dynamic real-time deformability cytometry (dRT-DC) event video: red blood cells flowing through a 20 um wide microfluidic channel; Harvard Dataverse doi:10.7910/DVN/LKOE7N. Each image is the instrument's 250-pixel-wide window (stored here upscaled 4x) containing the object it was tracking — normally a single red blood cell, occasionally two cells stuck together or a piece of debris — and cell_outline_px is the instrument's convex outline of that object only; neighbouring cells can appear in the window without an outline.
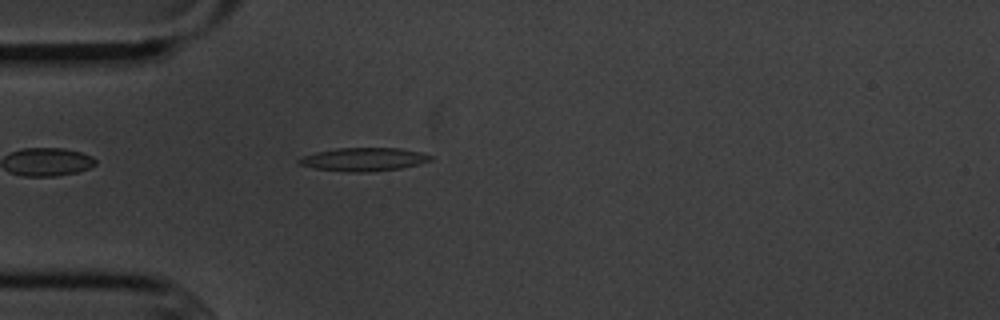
{"species": "common noctule bat (a hibernating species)", "species_latin": "Nyctalus noctula", "temperature_condition": "cold", "stored_images_in_passage": 41, "camera_frame_rate_fps": 3000, "um_per_image_px": 0.085, "animal": {"sex": "male", "body_mass_g": 20.1, "forearm_length_mm": 53.5}, "frame": {"image": 1, "passage_image": 3, "time_ms": 0.667, "image_size_px": [1000, 320], "cell_outline_px": [[432, 160], [400, 168], [372, 172], [344, 172], [316, 168], [300, 164], [296, 160], [304, 156], [316, 152], [336, 148], [400, 148], [420, 152], [432, 156]], "centroid_in_image_um": [30.91, 13.54], "position_along_channel_um": 54.1, "area_um2": 17.74}}
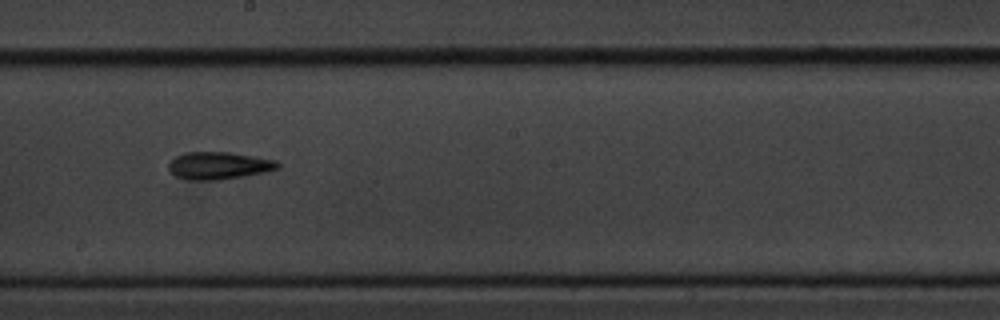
{"frame": {"image": 2, "passage_image": 18, "time_ms": 5.667, "image_size_px": [1000, 320], "cell_outline_px": [[280, 168], [264, 172], [244, 176], [220, 180], [188, 180], [176, 176], [168, 168], [168, 164], [176, 156], [184, 152], [228, 152], [276, 160], [280, 164]], "centroid_in_image_um": [18.59, 14.08], "position_along_channel_um": 229.6, "area_um2": 17.4}}
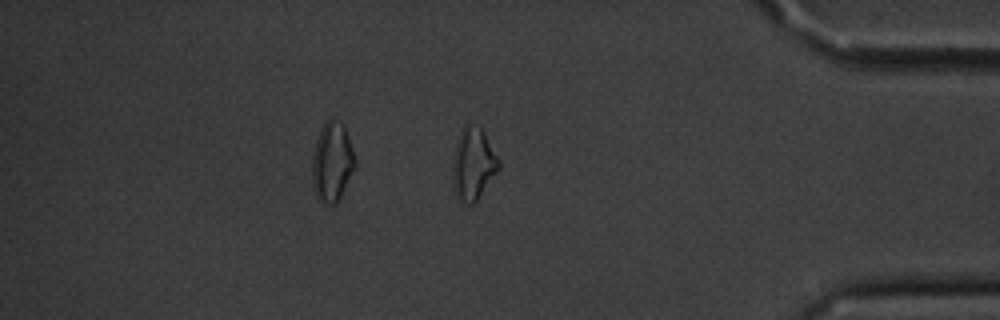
{"frame": {"image": 3, "passage_image": 34, "time_ms": 11.0, "image_size_px": [1000, 320], "cell_outline_px": [[500, 168], [476, 200], [472, 204], [464, 204], [456, 196], [452, 184], [452, 168], [456, 140], [464, 124], [480, 124], [500, 160]], "centroid_in_image_um": [40.21, 13.89], "position_along_channel_um": 395.0, "area_um2": 19.65}, "authors_computed_cell_mechanics": {"area_um2": 16.9354, "velocity_mm_per_s": 3.6241, "shape_relaxation_time_tau1_ms": 4.1683, "shape_relaxation_time_tau2_ms": 4.822, "deformation_change_tau1": 0.1708, "deformation_change_tau2": 0.1629}}